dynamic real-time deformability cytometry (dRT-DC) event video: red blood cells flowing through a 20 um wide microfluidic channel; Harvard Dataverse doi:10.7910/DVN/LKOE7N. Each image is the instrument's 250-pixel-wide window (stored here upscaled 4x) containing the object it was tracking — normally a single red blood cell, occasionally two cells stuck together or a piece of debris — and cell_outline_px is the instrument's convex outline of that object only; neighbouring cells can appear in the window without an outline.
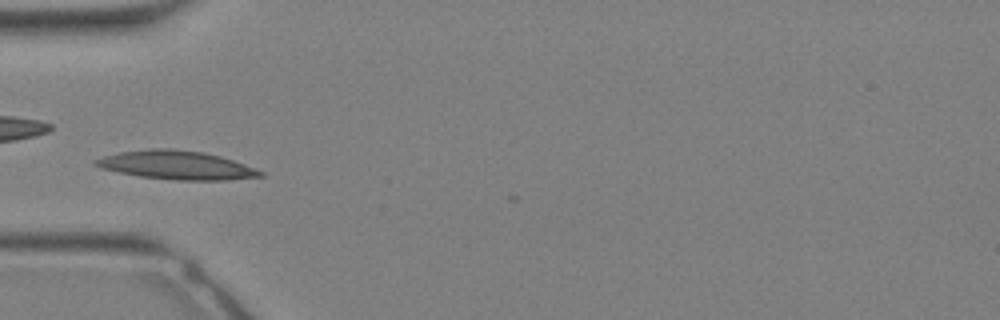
{"species": "Egyptian fruit bat (a non-hibernating species)", "species_latin": "Rousettus aegyptiacus", "temperature_condition": "warm", "stored_images_in_passage": 27, "camera_frame_rate_fps": 3000, "um_per_image_px": 0.085, "animal": {"sex": "female"}, "frame": {"image": 1, "passage_image": 8, "time_ms": 2.333, "image_size_px": [1000, 320], "cell_outline_px": [[264, 176], [228, 180], [176, 180], [140, 176], [100, 168], [92, 164], [92, 160], [104, 156], [120, 152], [148, 148], [172, 148], [204, 152], [220, 156], [244, 164], [264, 172]], "centroid_in_image_um": [14.98, 14.03], "position_along_channel_um": 70.0, "area_um2": 27.51}}
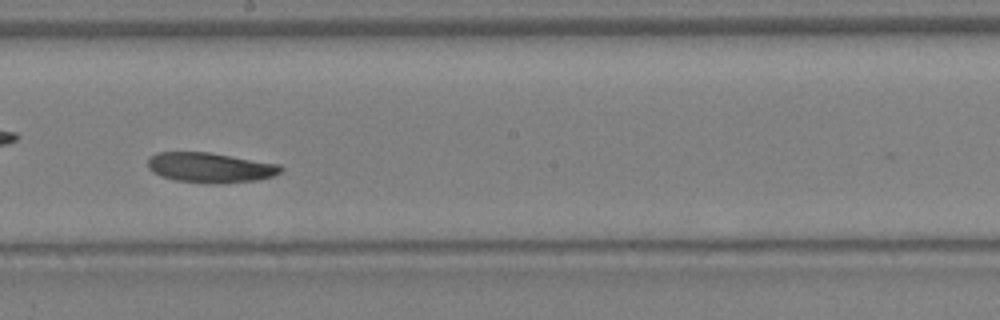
{"frame": {"image": 2, "passage_image": 16, "time_ms": 5.0, "image_size_px": [1000, 320], "cell_outline_px": [[284, 168], [280, 172], [272, 176], [256, 180], [176, 180], [160, 176], [152, 172], [148, 168], [148, 156], [156, 152], [208, 152], [280, 164]], "centroid_in_image_um": [17.81, 14.17], "position_along_channel_um": 230.4, "area_um2": 22.14}}
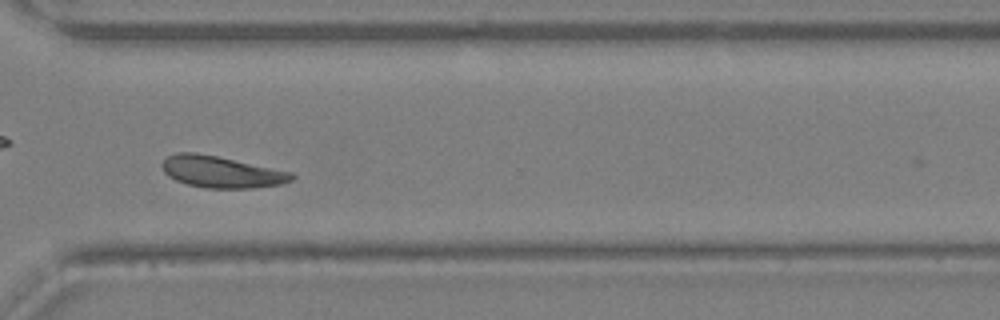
{"frame": {"image": 3, "passage_image": 22, "time_ms": 7.0, "image_size_px": [1000, 320], "cell_outline_px": [[296, 176], [292, 180], [284, 184], [252, 188], [204, 188], [188, 184], [176, 180], [168, 176], [164, 172], [160, 164], [168, 156], [176, 152], [196, 152], [216, 156], [292, 172]], "centroid_in_image_um": [18.81, 14.61], "position_along_channel_um": 351.8, "area_um2": 23.87}}